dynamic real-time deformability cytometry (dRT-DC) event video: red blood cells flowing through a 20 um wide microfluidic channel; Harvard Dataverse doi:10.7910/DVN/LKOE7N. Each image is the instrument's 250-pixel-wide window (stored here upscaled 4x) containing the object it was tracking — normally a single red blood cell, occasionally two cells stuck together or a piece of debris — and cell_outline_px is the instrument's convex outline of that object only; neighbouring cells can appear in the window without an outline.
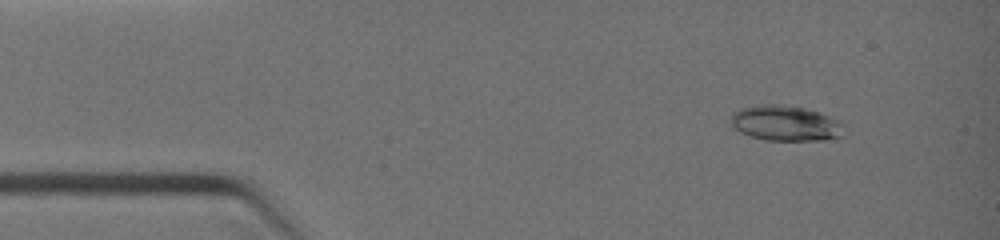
{"species": "common noctule bat (a hibernating species)", "species_latin": "Nyctalus noctula", "temperature_condition": "warm", "stored_images_in_passage": 3, "camera_frame_rate_fps": 3000, "um_per_image_px": 0.085, "animal": {"sex": "female", "body_mass_g": 19.0, "forearm_length_mm": 51.5}, "frame": {"image": 1, "passage_image": 1, "time_ms": 0.0, "image_size_px": [1000, 240], "cell_outline_px": [[844, 136], [824, 140], [764, 140], [740, 132], [728, 120], [732, 112], [740, 108], [760, 104], [776, 104], [804, 108], [820, 112], [840, 120], [844, 124]], "centroid_in_image_um": [66.79, 10.47], "position_along_channel_um": 18.2, "area_um2": 23.64}}